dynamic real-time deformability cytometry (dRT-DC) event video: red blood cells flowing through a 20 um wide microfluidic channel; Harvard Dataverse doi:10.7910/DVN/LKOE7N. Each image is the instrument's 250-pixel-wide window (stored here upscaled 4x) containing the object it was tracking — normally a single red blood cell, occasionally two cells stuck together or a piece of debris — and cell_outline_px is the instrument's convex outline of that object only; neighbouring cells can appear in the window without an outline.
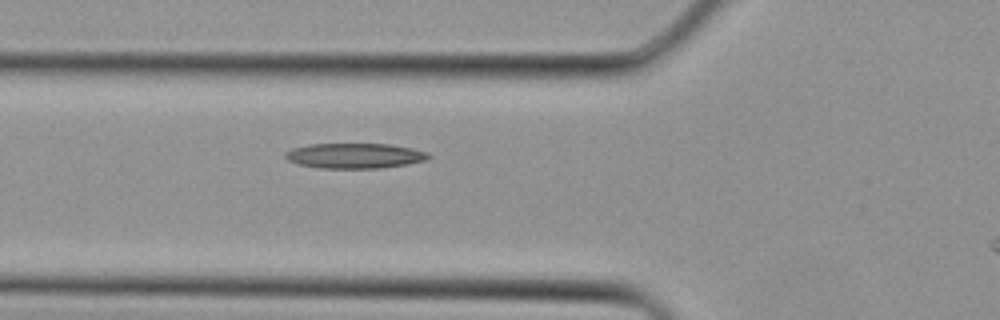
{"species": "Egyptian fruit bat (a non-hibernating species)", "species_latin": "Rousettus aegyptiacus", "temperature_condition": "cold", "stored_images_in_passage": 5, "segment_of_instrument_passage": [1, 2], "camera_frame_rate_fps": 3000, "um_per_image_px": 0.085, "animal": {"sex": "female"}, "frame": {"image": 1, "passage_image": 4, "time_ms": 1.0, "image_size_px": [1000, 320], "cell_outline_px": [[432, 156], [424, 160], [404, 164], [380, 168], [320, 168], [300, 164], [288, 160], [284, 156], [284, 152], [292, 148], [308, 144], [388, 144], [412, 148], [428, 152]], "centroid_in_image_um": [30.12, 13.23], "position_along_channel_um": 95.7, "area_um2": 20.87}}